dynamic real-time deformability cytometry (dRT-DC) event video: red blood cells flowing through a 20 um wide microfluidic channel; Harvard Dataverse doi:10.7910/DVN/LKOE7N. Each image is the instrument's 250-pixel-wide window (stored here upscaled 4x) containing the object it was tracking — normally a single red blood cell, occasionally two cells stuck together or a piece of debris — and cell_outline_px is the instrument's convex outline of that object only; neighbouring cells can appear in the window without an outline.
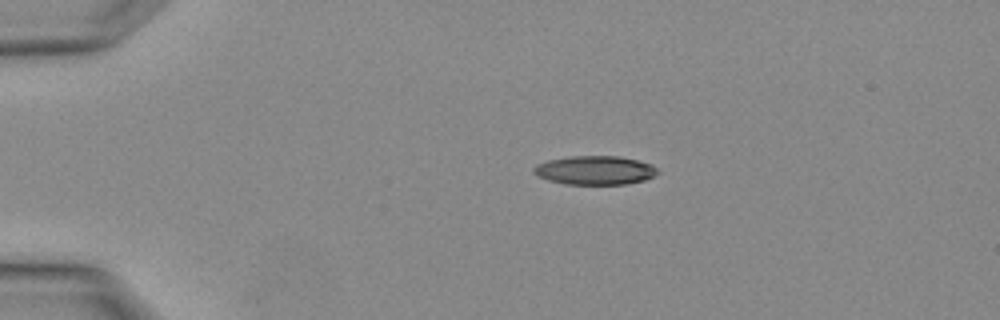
{"species": "Egyptian fruit bat (a non-hibernating species)", "species_latin": "Rousettus aegyptiacus", "temperature_condition": "warm", "stored_images_in_passage": 2, "camera_frame_rate_fps": 3000, "um_per_image_px": 0.085, "animal": {"sex": "female"}, "frame": {"image": 1, "passage_image": 1, "time_ms": 0.0, "image_size_px": [1000, 320], "cell_outline_px": [[660, 172], [644, 180], [628, 184], [564, 184], [548, 180], [536, 176], [532, 172], [532, 168], [536, 164], [548, 160], [568, 156], [616, 156], [636, 160], [652, 164]], "centroid_in_image_um": [50.52, 14.47], "position_along_channel_um": 34.5, "area_um2": 20.92}}